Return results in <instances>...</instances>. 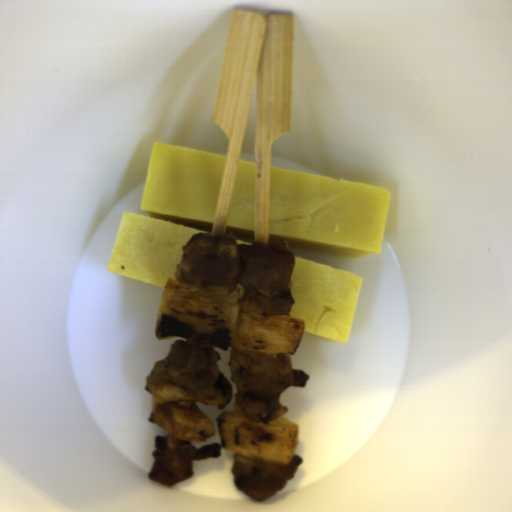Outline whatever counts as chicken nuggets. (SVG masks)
I'll use <instances>...</instances> for the list:
<instances>
[{"label": "chicken nuggets", "mask_w": 512, "mask_h": 512, "mask_svg": "<svg viewBox=\"0 0 512 512\" xmlns=\"http://www.w3.org/2000/svg\"><path fill=\"white\" fill-rule=\"evenodd\" d=\"M232 460L234 484L250 499L260 503L284 490L287 481L295 477L298 467L303 463V459L295 455L288 465L264 463L236 453Z\"/></svg>", "instance_id": "obj_5"}, {"label": "chicken nuggets", "mask_w": 512, "mask_h": 512, "mask_svg": "<svg viewBox=\"0 0 512 512\" xmlns=\"http://www.w3.org/2000/svg\"><path fill=\"white\" fill-rule=\"evenodd\" d=\"M231 381L237 388L233 408L248 421L270 424L288 412L279 398L290 387H305L308 373L293 369L289 354L237 350L228 362Z\"/></svg>", "instance_id": "obj_3"}, {"label": "chicken nuggets", "mask_w": 512, "mask_h": 512, "mask_svg": "<svg viewBox=\"0 0 512 512\" xmlns=\"http://www.w3.org/2000/svg\"><path fill=\"white\" fill-rule=\"evenodd\" d=\"M296 260L283 241L237 244L228 234L193 233L182 246L173 276L191 292L228 296L244 288L239 309L251 319L290 315V280Z\"/></svg>", "instance_id": "obj_1"}, {"label": "chicken nuggets", "mask_w": 512, "mask_h": 512, "mask_svg": "<svg viewBox=\"0 0 512 512\" xmlns=\"http://www.w3.org/2000/svg\"><path fill=\"white\" fill-rule=\"evenodd\" d=\"M222 447L221 443H215L195 448L193 441L181 440L171 432L155 435L150 479L163 486L173 487L192 477L193 461L220 458Z\"/></svg>", "instance_id": "obj_4"}, {"label": "chicken nuggets", "mask_w": 512, "mask_h": 512, "mask_svg": "<svg viewBox=\"0 0 512 512\" xmlns=\"http://www.w3.org/2000/svg\"><path fill=\"white\" fill-rule=\"evenodd\" d=\"M215 347H201L186 339L170 345L164 360L153 365L146 377L150 395L181 409L195 402L225 410L233 401V386L219 371Z\"/></svg>", "instance_id": "obj_2"}]
</instances>
